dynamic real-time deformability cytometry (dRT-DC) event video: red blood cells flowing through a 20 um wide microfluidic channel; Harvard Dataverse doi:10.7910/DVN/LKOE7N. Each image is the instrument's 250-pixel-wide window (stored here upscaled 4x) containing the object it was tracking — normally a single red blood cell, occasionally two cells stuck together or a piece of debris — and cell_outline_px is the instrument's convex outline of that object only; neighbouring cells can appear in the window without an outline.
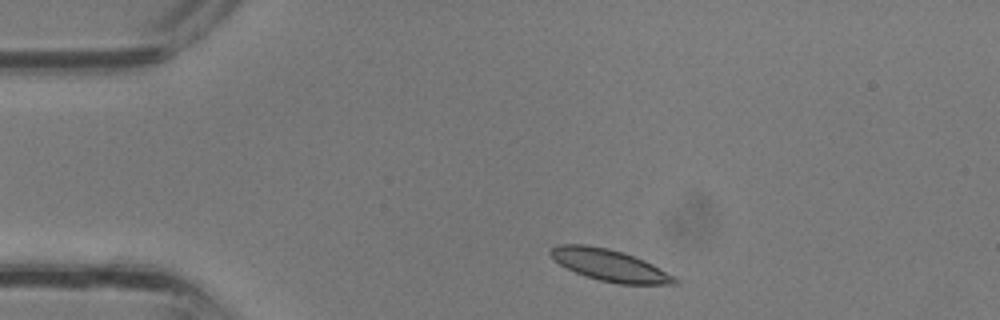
{"species": "common noctule bat (a hibernating species)", "species_latin": "Nyctalus noctula", "temperature_condition": "room temperature", "stored_images_in_passage": 31, "camera_frame_rate_fps": 3000, "um_per_image_px": 0.085, "animal": {"sex": "male", "body_mass_g": 13.3}, "frame": {"image": 1, "passage_image": 1, "time_ms": 0.0, "image_size_px": [1000, 320], "cell_outline_px": [[680, 280], [676, 284], [616, 284], [600, 280], [576, 272], [560, 264], [548, 252], [552, 248], [560, 244], [584, 244], [608, 248], [624, 252], [644, 260], [676, 276]], "centroid_in_image_um": [51.88, 22.54], "position_along_channel_um": 33.1, "area_um2": 22.77}}
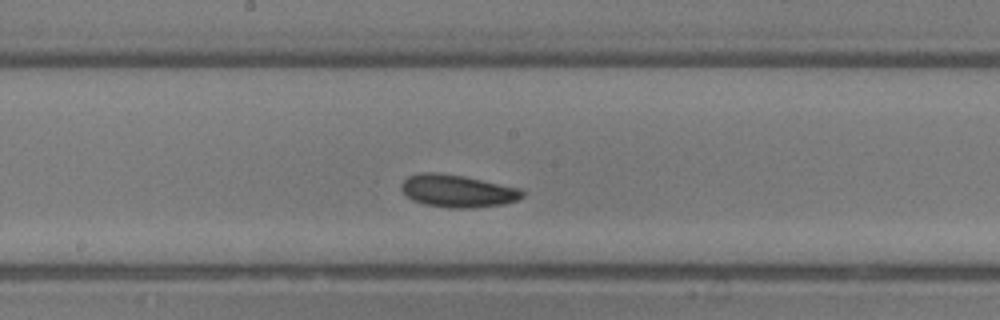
{"frame": {"image": 2, "passage_image": 13, "time_ms": 4.0, "image_size_px": [1000, 320], "cell_outline_px": [[524, 196], [516, 200], [504, 204], [476, 208], [448, 208], [424, 204], [412, 200], [400, 188], [400, 184], [408, 176], [420, 172], [440, 172], [464, 176], [520, 188], [524, 192]], "centroid_in_image_um": [38.88, 16.23], "position_along_channel_um": 209.3, "area_um2": 23.12}}
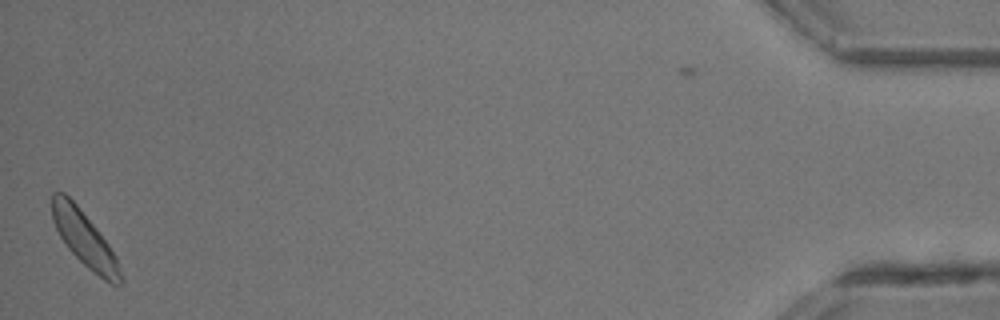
{"frame": {"image": 3, "passage_image": 30, "time_ms": 9.667, "image_size_px": [1000, 320], "cell_outline_px": [[124, 280], [120, 284], [112, 284], [104, 280], [88, 268], [68, 248], [60, 236], [52, 220], [52, 192], [64, 192], [76, 204], [96, 228], [108, 244], [116, 256]], "centroid_in_image_um": [7.19, 20.32], "position_along_channel_um": 428.0, "area_um2": 21.56}}